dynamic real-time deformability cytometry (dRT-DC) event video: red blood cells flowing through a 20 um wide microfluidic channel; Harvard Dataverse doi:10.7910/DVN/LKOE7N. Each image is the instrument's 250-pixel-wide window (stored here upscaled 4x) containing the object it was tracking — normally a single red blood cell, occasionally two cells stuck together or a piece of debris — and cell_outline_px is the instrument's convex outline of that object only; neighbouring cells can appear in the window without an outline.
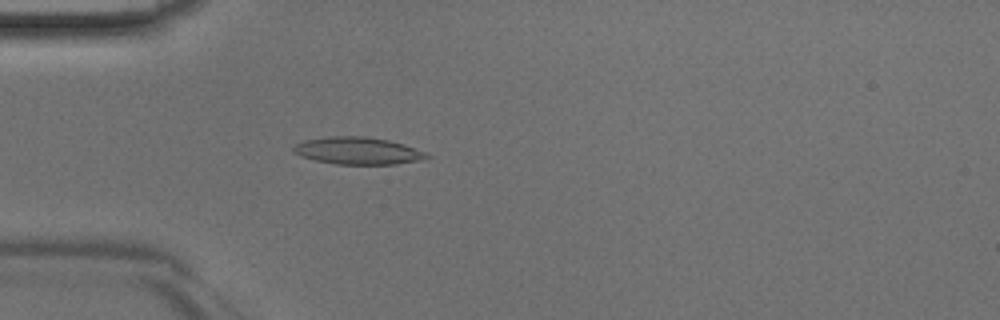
{"species": "Egyptian fruit bat (a non-hibernating species)", "species_latin": "Rousettus aegyptiacus", "temperature_condition": "room temperature", "stored_images_in_passage": 45, "camera_frame_rate_fps": 3000, "um_per_image_px": 0.085, "animal": {"sex": "male"}, "frame": {"image": 1, "passage_image": 13, "time_ms": 4.0, "image_size_px": [1000, 320], "cell_outline_px": [[432, 156], [424, 160], [396, 164], [336, 164], [316, 160], [300, 156], [292, 152], [292, 148], [296, 144], [304, 140], [328, 136], [364, 136], [388, 140], [404, 144], [424, 152]], "centroid_in_image_um": [30.41, 12.81], "position_along_channel_um": 54.6, "area_um2": 21.21}}
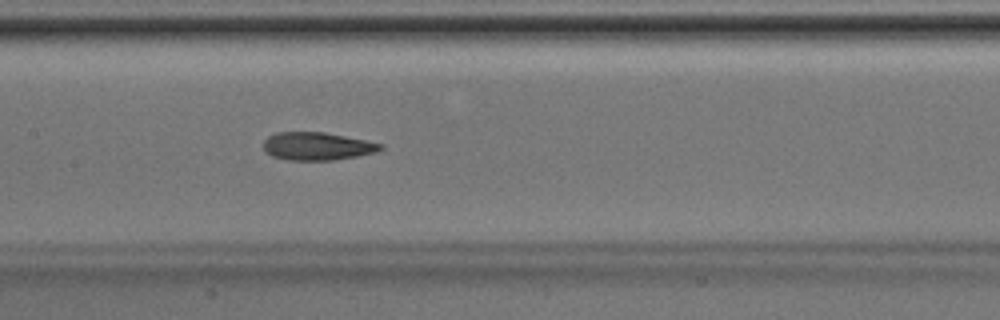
{"frame": {"image": 2, "passage_image": 22, "time_ms": 7.0, "image_size_px": [1000, 320], "cell_outline_px": [[384, 148], [376, 152], [356, 156], [332, 160], [288, 160], [272, 156], [264, 152], [264, 140], [268, 136], [276, 132], [324, 132], [384, 144]], "centroid_in_image_um": [26.93, 12.43], "position_along_channel_um": 180.5, "area_um2": 19.02}}
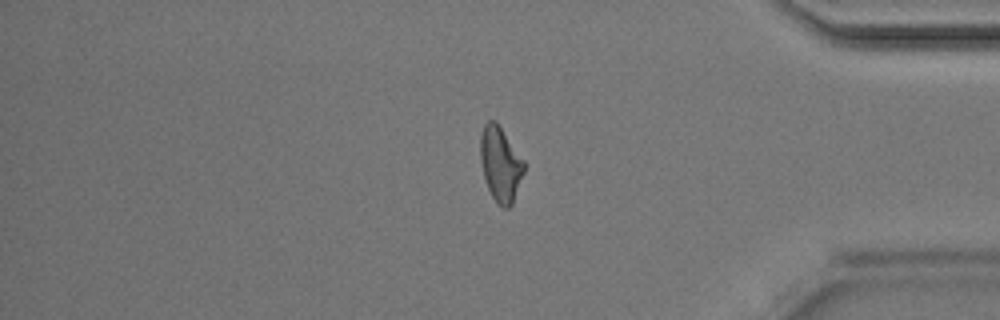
{"frame": {"image": 3, "passage_image": 38, "time_ms": 12.333, "image_size_px": [1000, 320], "cell_outline_px": [[524, 172], [512, 204], [508, 208], [504, 208], [492, 196], [488, 188], [484, 176], [480, 160], [480, 136], [484, 124], [488, 120], [496, 120], [524, 160]], "centroid_in_image_um": [42.53, 13.9], "position_along_channel_um": 392.7, "area_um2": 18.9}}